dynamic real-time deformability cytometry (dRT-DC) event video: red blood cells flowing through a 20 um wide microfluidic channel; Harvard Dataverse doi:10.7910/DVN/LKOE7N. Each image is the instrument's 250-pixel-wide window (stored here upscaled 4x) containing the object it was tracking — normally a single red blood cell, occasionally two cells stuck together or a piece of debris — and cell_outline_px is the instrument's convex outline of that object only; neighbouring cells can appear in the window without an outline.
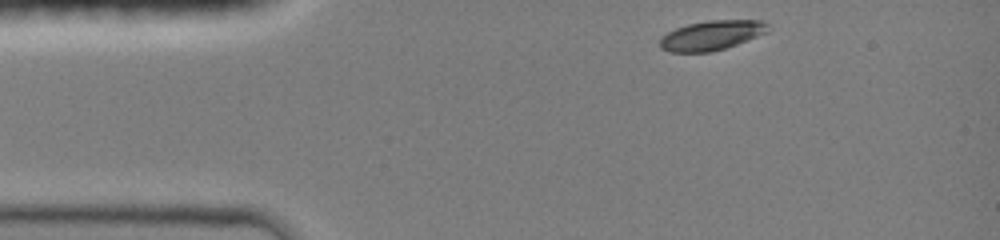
{"species": "common noctule bat (a hibernating species)", "species_latin": "Nyctalus noctula", "temperature_condition": "room temperature", "stored_images_in_passage": 18, "camera_frame_rate_fps": 3000, "um_per_image_px": 0.085, "animal": {"sex": "female", "body_mass_g": 19.0, "forearm_length_mm": 51.5}, "frame": {"image": 1, "passage_image": 1, "time_ms": 0.0, "image_size_px": [1000, 240], "cell_outline_px": [[768, 32], [748, 40], [712, 52], [668, 52], [660, 48], [660, 36], [676, 28], [688, 24], [708, 20], [764, 20], [768, 24]], "centroid_in_image_um": [60.47, 3.0], "position_along_channel_um": 24.5, "area_um2": 18.73}}
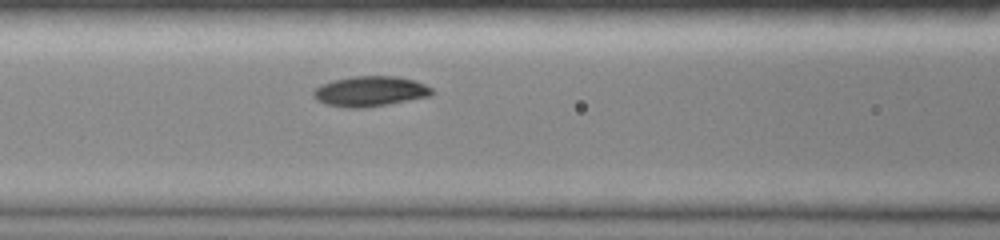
{"frame": {"image": 2, "passage_image": 12, "time_ms": 4.0, "image_size_px": [1000, 240], "cell_outline_px": [[436, 92], [432, 96], [364, 108], [348, 108], [324, 104], [316, 100], [312, 96], [312, 92], [320, 84], [332, 80], [352, 76], [396, 76], [412, 80], [424, 84], [432, 88]], "centroid_in_image_um": [31.44, 7.76], "position_along_channel_um": 135.2, "area_um2": 21.1}}
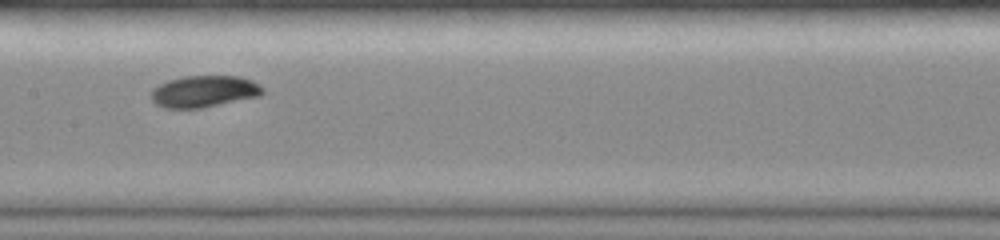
{"frame": {"image": 3, "passage_image": 17, "time_ms": 5.333, "image_size_px": [1000, 240], "cell_outline_px": [[264, 92], [260, 96], [200, 108], [164, 108], [156, 104], [152, 100], [152, 88], [168, 80], [184, 76], [236, 76], [252, 80], [264, 88]], "centroid_in_image_um": [17.35, 7.77], "position_along_channel_um": 190.1, "area_um2": 20.52}}